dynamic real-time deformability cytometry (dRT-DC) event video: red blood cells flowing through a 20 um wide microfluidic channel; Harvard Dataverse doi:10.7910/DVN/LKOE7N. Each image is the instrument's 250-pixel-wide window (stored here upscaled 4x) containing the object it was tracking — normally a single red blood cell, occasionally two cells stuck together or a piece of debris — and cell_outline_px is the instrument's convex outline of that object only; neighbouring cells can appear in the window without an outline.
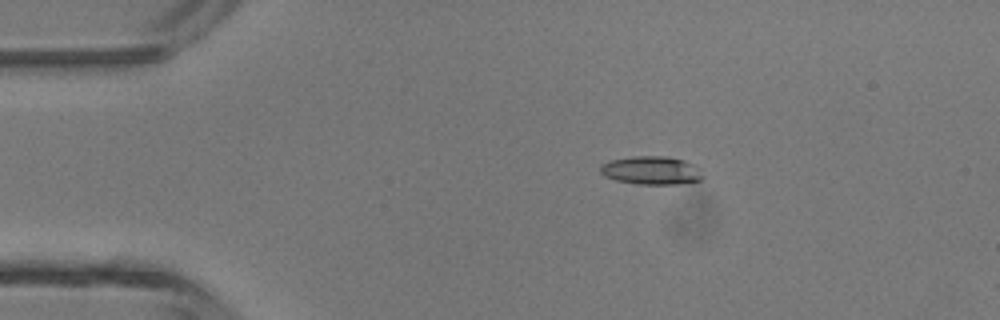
{"species": "common noctule bat (a hibernating species)", "species_latin": "Nyctalus noctula", "temperature_condition": "room temperature", "stored_images_in_passage": 46, "camera_frame_rate_fps": 3000, "um_per_image_px": 0.085, "animal": {"sex": "male", "body_mass_g": 13.3}, "frame": {"image": 1, "passage_image": 8, "time_ms": 2.333, "image_size_px": [1000, 320], "cell_outline_px": [[704, 176], [700, 180], [692, 184], [636, 184], [616, 180], [604, 176], [600, 172], [600, 164], [612, 160], [632, 156], [668, 156], [684, 160], [700, 168]], "centroid_in_image_um": [55.41, 14.49], "position_along_channel_um": 29.6, "area_um2": 17.22}}
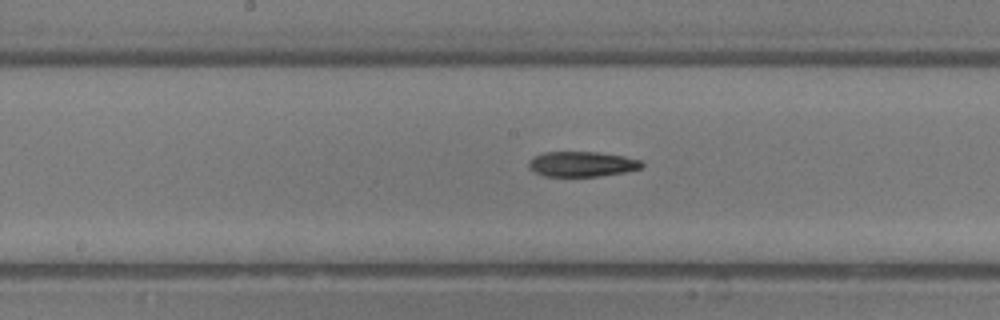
{"frame": {"image": 2, "passage_image": 23, "time_ms": 7.333, "image_size_px": [1000, 320], "cell_outline_px": [[644, 164], [640, 168], [628, 172], [600, 176], [544, 176], [528, 168], [528, 164], [536, 156], [544, 152], [596, 152], [624, 156], [640, 160]], "centroid_in_image_um": [49.5, 13.95], "position_along_channel_um": 198.7, "area_um2": 16.47}}
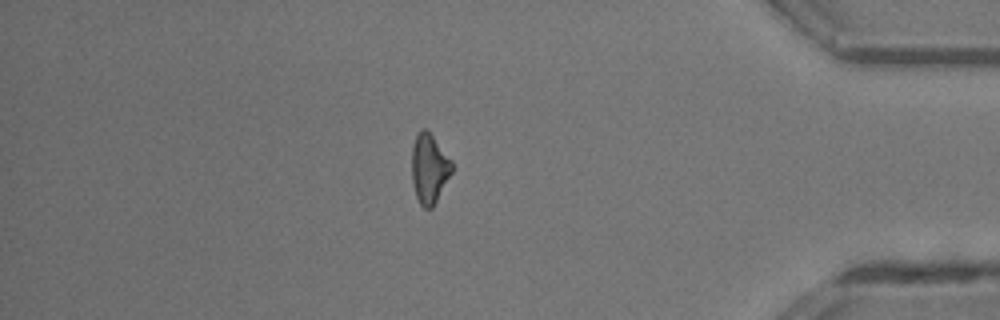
{"frame": {"image": 3, "passage_image": 39, "time_ms": 12.667, "image_size_px": [1000, 320], "cell_outline_px": [[452, 172], [432, 208], [424, 208], [420, 204], [416, 196], [412, 180], [412, 148], [416, 136], [420, 128], [424, 128], [432, 136], [452, 160]], "centroid_in_image_um": [36.48, 14.33], "position_along_channel_um": 398.7, "area_um2": 16.01}}